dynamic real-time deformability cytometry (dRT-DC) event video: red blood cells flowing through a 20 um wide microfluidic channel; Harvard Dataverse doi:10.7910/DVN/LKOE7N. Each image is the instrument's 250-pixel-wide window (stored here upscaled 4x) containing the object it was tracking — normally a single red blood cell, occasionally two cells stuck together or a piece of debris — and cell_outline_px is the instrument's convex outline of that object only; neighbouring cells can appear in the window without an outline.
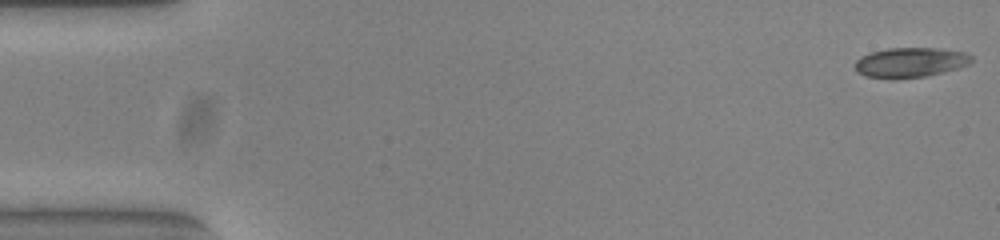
{"species": "common noctule bat (a hibernating species)", "species_latin": "Nyctalus noctula", "temperature_condition": "warm", "stored_images_in_passage": 53, "camera_frame_rate_fps": 3000, "um_per_image_px": 0.085, "animal": {"sex": "female", "body_mass_g": 23.0, "forearm_length_mm": 53.4}, "frame": {"image": 1, "passage_image": 1, "time_ms": 0.0, "image_size_px": [1000, 240], "cell_outline_px": [[972, 60], [968, 64], [960, 68], [928, 76], [892, 80], [888, 80], [864, 76], [856, 72], [856, 60], [860, 56], [872, 52], [888, 48], [936, 48], [968, 52], [972, 56]], "centroid_in_image_um": [77.37, 5.33], "position_along_channel_um": 7.6, "area_um2": 20.75}}
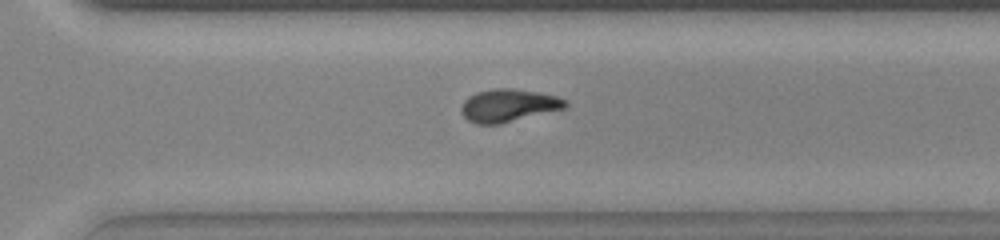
{"frame": {"image": 2, "passage_image": 37, "time_ms": 12.0, "image_size_px": [1000, 240], "cell_outline_px": [[568, 104], [564, 108], [500, 124], [476, 124], [468, 120], [460, 112], [460, 108], [464, 100], [468, 96], [476, 92], [492, 88], [512, 88], [540, 92], [556, 96], [568, 100]], "centroid_in_image_um": [43.19, 8.95], "position_along_channel_um": 327.4, "area_um2": 20.0}}
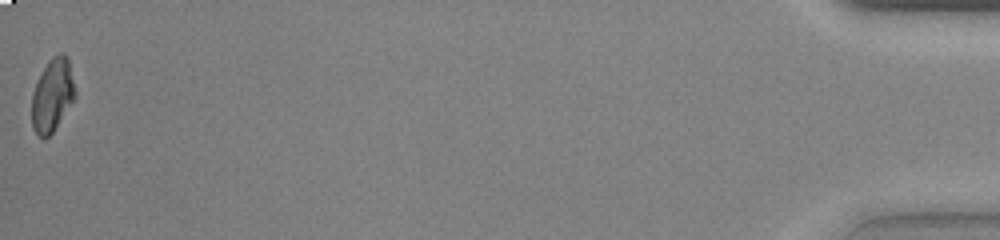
{"frame": {"image": 3, "passage_image": 53, "time_ms": 17.333, "image_size_px": [1000, 240], "cell_outline_px": [[76, 96], [52, 132], [48, 136], [40, 136], [32, 128], [32, 92], [48, 60], [52, 56], [60, 52], [64, 52], [68, 56], [76, 92]], "centroid_in_image_um": [4.47, 8.03], "position_along_channel_um": 430.7, "area_um2": 18.21}, "authors_computed_cell_mechanics": {"area_um2": 19.8254, "velocity_mm_per_s": 3.8585, "shape_relaxation_time_tau1_ms": 6.9355, "shape_relaxation_time_tau2_ms": 1.9235, "deformation_change_tau1": 0.2182, "deformation_change_tau2": 0.0825}}